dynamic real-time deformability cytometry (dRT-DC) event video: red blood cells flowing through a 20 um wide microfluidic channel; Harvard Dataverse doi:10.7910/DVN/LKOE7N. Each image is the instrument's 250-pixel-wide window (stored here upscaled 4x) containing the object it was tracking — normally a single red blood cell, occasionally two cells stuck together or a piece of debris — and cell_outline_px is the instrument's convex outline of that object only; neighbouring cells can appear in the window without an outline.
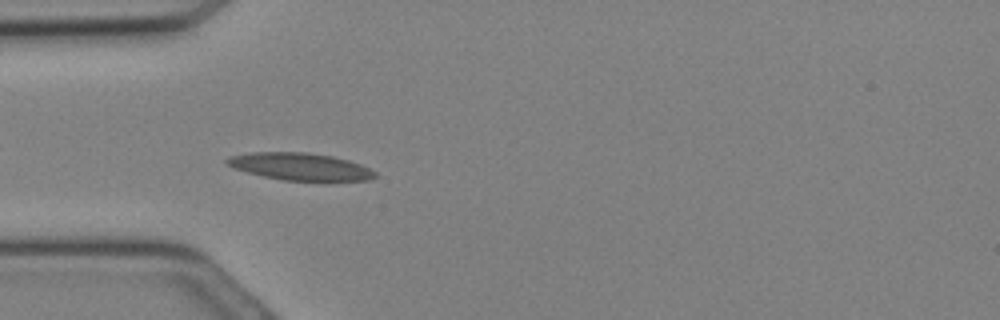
{"species": "Egyptian fruit bat (a non-hibernating species)", "species_latin": "Rousettus aegyptiacus", "temperature_condition": "cold", "stored_images_in_passage": 6, "camera_frame_rate_fps": 3000, "um_per_image_px": 0.085, "animal": {"sex": "female"}, "frame": {"image": 1, "passage_image": 4, "time_ms": 1.0, "image_size_px": [1000, 320], "cell_outline_px": [[376, 176], [368, 180], [284, 180], [264, 176], [232, 168], [224, 160], [228, 156], [252, 152], [308, 152], [332, 156], [348, 160], [360, 164], [376, 172]], "centroid_in_image_um": [25.47, 14.14], "position_along_channel_um": 59.5, "area_um2": 23.29}}
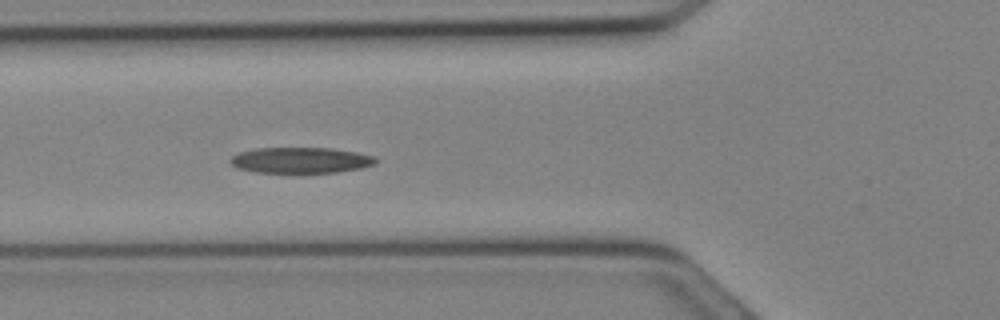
{"frame": {"image": 2, "passage_image": 6, "time_ms": 1.667, "image_size_px": [1000, 320], "cell_outline_px": [[376, 164], [360, 168], [336, 172], [256, 172], [236, 168], [228, 160], [232, 156], [240, 152], [260, 148], [328, 148], [356, 152], [372, 156], [376, 160]], "centroid_in_image_um": [25.53, 13.62], "position_along_channel_um": 100.3, "area_um2": 21.56}}